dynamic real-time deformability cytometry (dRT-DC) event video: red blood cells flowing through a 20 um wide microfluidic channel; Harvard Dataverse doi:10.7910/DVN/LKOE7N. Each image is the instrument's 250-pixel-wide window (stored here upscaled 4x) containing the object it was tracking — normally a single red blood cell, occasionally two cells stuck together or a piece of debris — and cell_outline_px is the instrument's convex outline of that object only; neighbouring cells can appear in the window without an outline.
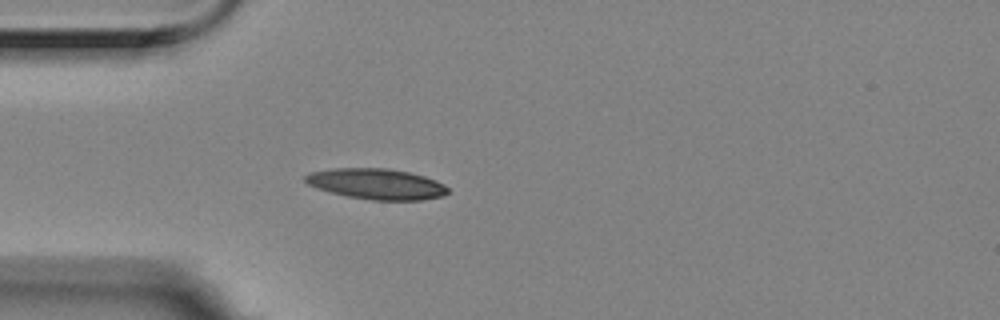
{"species": "Egyptian fruit bat (a non-hibernating species)", "species_latin": "Rousettus aegyptiacus", "temperature_condition": "room temperature", "stored_images_in_passage": 3, "camera_frame_rate_fps": 3000, "um_per_image_px": 0.085, "animal": {"sex": "female"}, "frame": {"image": 1, "passage_image": 3, "time_ms": 0.667, "image_size_px": [1000, 320], "cell_outline_px": [[448, 192], [444, 196], [420, 200], [372, 200], [348, 196], [328, 192], [308, 184], [304, 180], [304, 176], [308, 172], [332, 168], [388, 168], [408, 172], [424, 176], [436, 180], [444, 184], [448, 188]], "centroid_in_image_um": [31.99, 15.63], "position_along_channel_um": 53.0, "area_um2": 25.61}}